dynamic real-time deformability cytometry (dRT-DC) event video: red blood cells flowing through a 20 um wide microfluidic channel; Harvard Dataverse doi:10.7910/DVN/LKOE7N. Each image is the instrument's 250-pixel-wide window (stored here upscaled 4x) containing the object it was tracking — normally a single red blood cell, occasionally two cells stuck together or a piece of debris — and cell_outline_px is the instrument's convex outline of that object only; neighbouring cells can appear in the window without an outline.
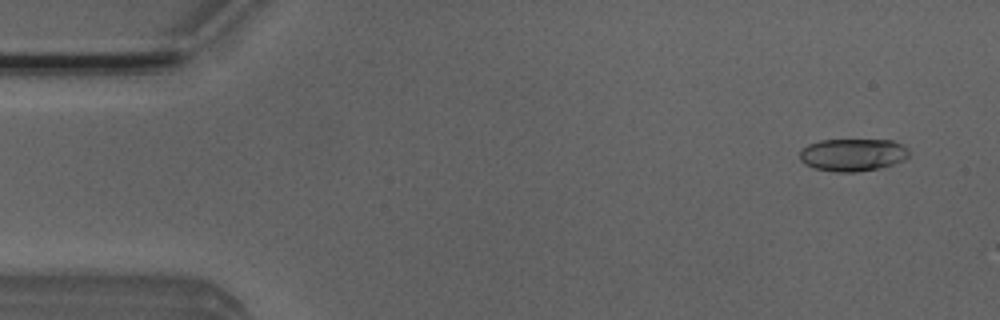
{"species": "Egyptian fruit bat (a non-hibernating species)", "species_latin": "Rousettus aegyptiacus", "temperature_condition": "room temperature", "stored_images_in_passage": 4, "camera_frame_rate_fps": 3000, "um_per_image_px": 0.085, "animal": {"sex": "male"}, "frame": {"image": 1, "passage_image": 1, "time_ms": 0.0, "image_size_px": [1000, 320], "cell_outline_px": [[908, 156], [904, 160], [880, 168], [856, 172], [836, 172], [812, 168], [804, 164], [800, 160], [800, 152], [808, 144], [820, 140], [892, 140], [904, 144], [908, 148]], "centroid_in_image_um": [72.48, 13.16], "position_along_channel_um": 12.5, "area_um2": 20.87}}